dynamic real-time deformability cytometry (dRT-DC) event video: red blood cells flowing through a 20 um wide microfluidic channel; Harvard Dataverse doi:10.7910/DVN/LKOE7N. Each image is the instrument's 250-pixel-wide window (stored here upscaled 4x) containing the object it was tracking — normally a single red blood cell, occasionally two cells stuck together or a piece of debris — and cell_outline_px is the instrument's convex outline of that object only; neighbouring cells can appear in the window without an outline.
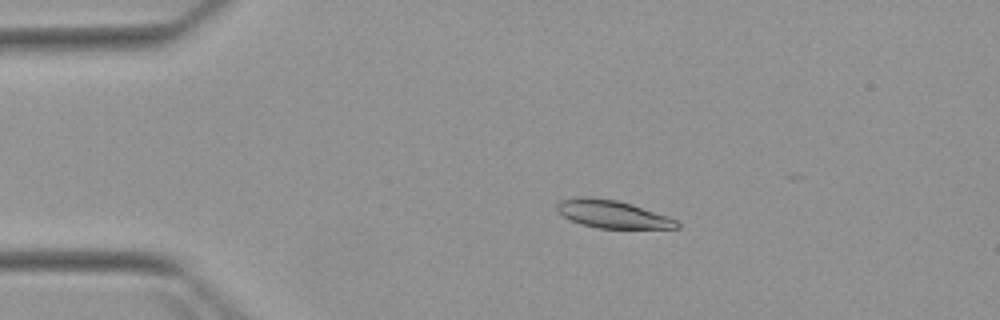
{"species": "Egyptian fruit bat (a non-hibernating species)", "species_latin": "Rousettus aegyptiacus", "temperature_condition": "warm", "stored_images_in_passage": 4, "camera_frame_rate_fps": 3000, "um_per_image_px": 0.085, "animal": {"sex": "female"}, "frame": {"image": 1, "passage_image": 3, "time_ms": 3.333, "image_size_px": [1000, 320], "cell_outline_px": [[680, 228], [596, 228], [580, 224], [556, 212], [556, 204], [560, 200], [580, 196], [588, 196], [616, 200], [632, 204], [668, 216], [676, 220], [680, 224]], "centroid_in_image_um": [52.02, 18.19], "position_along_channel_um": 33.0, "area_um2": 19.48}}